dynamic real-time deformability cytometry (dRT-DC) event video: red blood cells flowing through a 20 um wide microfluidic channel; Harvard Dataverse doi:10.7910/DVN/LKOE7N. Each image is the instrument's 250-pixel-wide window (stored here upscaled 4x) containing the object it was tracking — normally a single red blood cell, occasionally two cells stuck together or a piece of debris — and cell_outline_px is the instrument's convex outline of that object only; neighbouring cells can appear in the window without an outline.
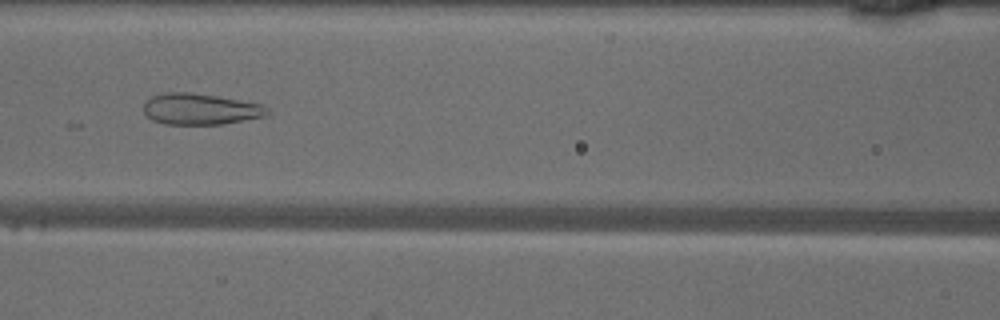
{"species": "common noctule bat (a hibernating species)", "species_latin": "Nyctalus noctula", "temperature_condition": "warm", "stored_images_in_passage": 48, "camera_frame_rate_fps": 3000, "um_per_image_px": 0.085, "animal": {"sex": "male", "body_mass_g": 18.8}, "frame": {"image": 1, "passage_image": 20, "time_ms": 6.333, "image_size_px": [1000, 320], "cell_outline_px": [[268, 112], [264, 116], [224, 124], [164, 124], [152, 120], [144, 112], [144, 100], [152, 96], [164, 92], [188, 92], [216, 96], [240, 100], [260, 104], [268, 108]], "centroid_in_image_um": [16.98, 9.27], "position_along_channel_um": 149.6, "area_um2": 22.37}}
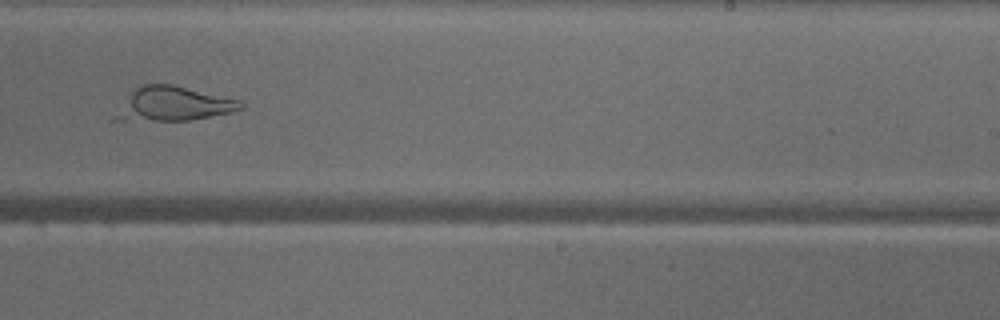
{"frame": {"image": 2, "passage_image": 29, "time_ms": 9.333, "image_size_px": [1000, 320], "cell_outline_px": [[244, 108], [228, 112], [188, 120], [108, 120], [132, 88], [144, 84], [172, 84], [240, 100], [244, 104]], "centroid_in_image_um": [14.62, 8.82], "position_along_channel_um": 274.4, "area_um2": 24.97}}
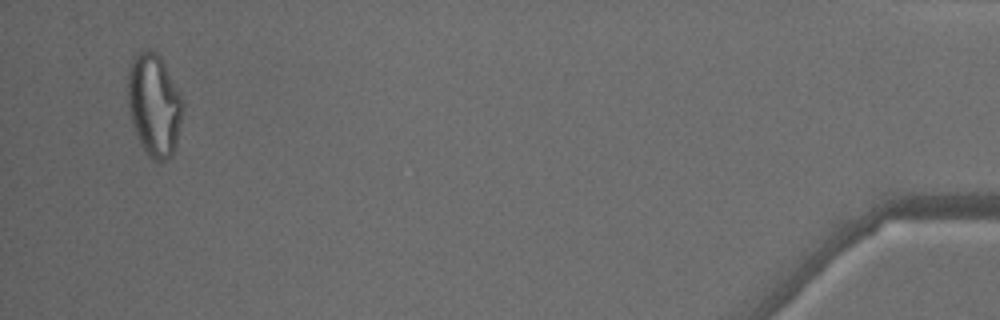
{"frame": {"image": 3, "passage_image": 46, "time_ms": 15.0, "image_size_px": [1000, 320], "cell_outline_px": [[184, 104], [176, 144], [172, 156], [168, 160], [160, 164], [152, 160], [148, 156], [136, 136], [128, 112], [128, 68], [136, 52], [148, 48], [156, 52], [160, 56], [184, 100]], "centroid_in_image_um": [13.09, 8.94], "position_along_channel_um": 422.1, "area_um2": 33.41}, "authors_computed_cell_mechanics": {"area_um2": 29.189, "velocity_mm_per_s": 4.16, "shape_relaxation_time_tau1_ms": null, "shape_relaxation_time_tau2_ms": 2.1607, "deformation_change_tau1": null, "deformation_change_tau2": 0.1356}}